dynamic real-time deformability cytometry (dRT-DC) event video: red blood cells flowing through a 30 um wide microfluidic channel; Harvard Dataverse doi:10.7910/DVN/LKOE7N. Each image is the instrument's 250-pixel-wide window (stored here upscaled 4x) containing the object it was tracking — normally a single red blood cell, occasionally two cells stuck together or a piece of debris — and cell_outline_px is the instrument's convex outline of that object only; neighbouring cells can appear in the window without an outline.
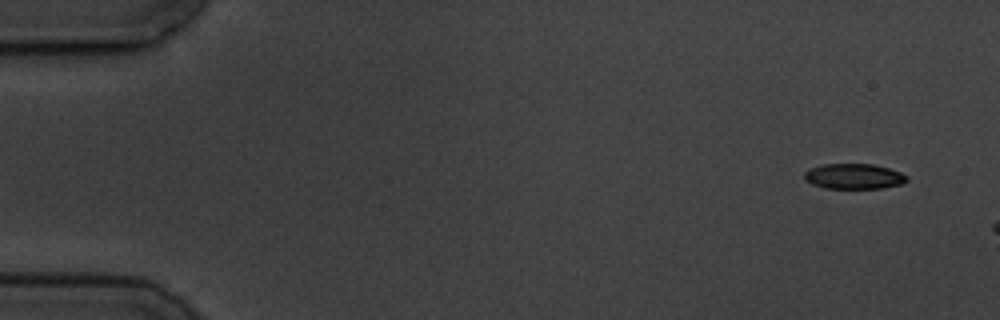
{"species": "common noctule bat (a hibernating species)", "species_latin": "Nyctalus noctula", "temperature_condition": "cold", "stored_images_in_passage": 4, "camera_frame_rate_fps": 3000, "um_per_image_px": 0.085, "animal": {"sex": "male", "body_mass_g": 19.5, "forearm_length_mm": 54.6}, "frame": {"image": 1, "passage_image": 1, "time_ms": 0.0, "image_size_px": [1000, 320], "cell_outline_px": [[908, 180], [900, 184], [880, 188], [824, 188], [812, 184], [804, 180], [804, 172], [808, 168], [820, 164], [872, 164], [888, 168], [900, 172], [908, 176]], "centroid_in_image_um": [72.53, 14.98], "position_along_channel_um": 12.5, "area_um2": 15.2}}